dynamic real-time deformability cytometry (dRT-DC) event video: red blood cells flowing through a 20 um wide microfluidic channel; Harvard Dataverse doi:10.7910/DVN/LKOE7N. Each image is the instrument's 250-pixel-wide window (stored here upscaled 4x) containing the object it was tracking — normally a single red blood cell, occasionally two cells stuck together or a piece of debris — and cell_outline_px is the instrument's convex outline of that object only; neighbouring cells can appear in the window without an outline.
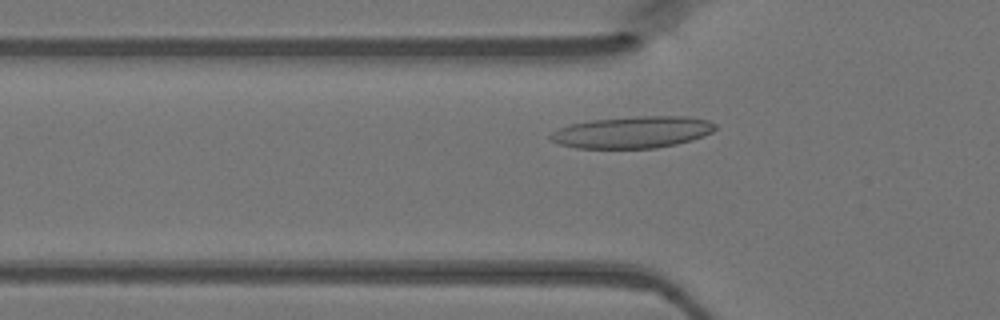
{"species": "Egyptian fruit bat (a non-hibernating species)", "species_latin": "Rousettus aegyptiacus", "temperature_condition": "warm", "stored_images_in_passage": 42, "camera_frame_rate_fps": 3000, "um_per_image_px": 0.085, "animal": {"sex": "female"}, "frame": {"image": 1, "passage_image": 10, "time_ms": 3.0, "image_size_px": [1000, 320], "cell_outline_px": [[716, 128], [712, 132], [704, 136], [692, 140], [676, 144], [656, 148], [576, 148], [560, 144], [552, 140], [548, 136], [552, 132], [560, 128], [572, 124], [592, 120], [636, 116], [688, 116], [708, 120], [716, 124]], "centroid_in_image_um": [53.81, 11.23], "position_along_channel_um": 72.0, "area_um2": 30.46}}
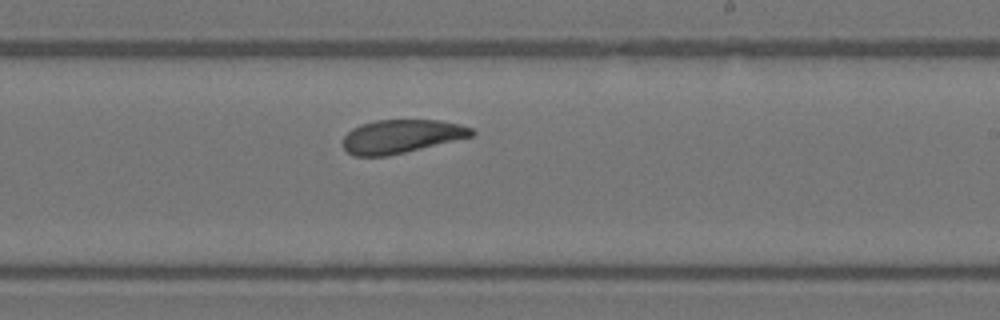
{"frame": {"image": 2, "passage_image": 23, "time_ms": 7.333, "image_size_px": [1000, 320], "cell_outline_px": [[476, 132], [472, 136], [404, 152], [384, 156], [352, 156], [344, 148], [344, 136], [352, 128], [360, 124], [376, 120], [440, 120], [460, 124], [472, 128]], "centroid_in_image_um": [34.1, 11.58], "position_along_channel_um": 254.9, "area_um2": 24.91}}
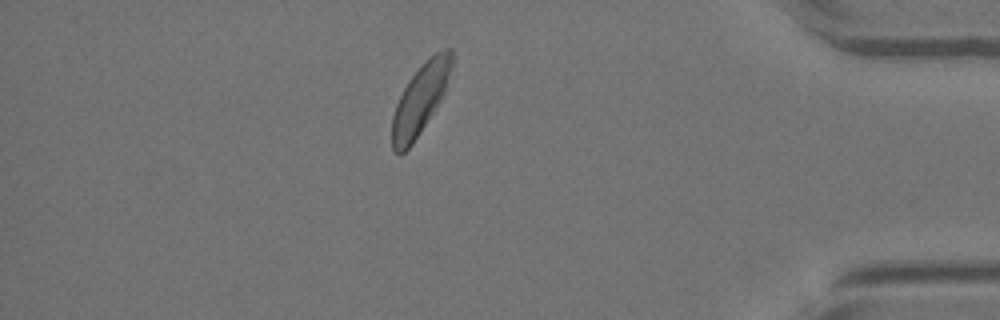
{"frame": {"image": 3, "passage_image": 36, "time_ms": 11.667, "image_size_px": [1000, 320], "cell_outline_px": [[456, 56], [444, 92], [440, 100], [420, 132], [412, 144], [400, 156], [392, 152], [392, 116], [396, 104], [408, 80], [424, 60], [428, 56], [444, 48], [452, 48]], "centroid_in_image_um": [35.74, 8.37], "position_along_channel_um": 399.5, "area_um2": 24.62}}